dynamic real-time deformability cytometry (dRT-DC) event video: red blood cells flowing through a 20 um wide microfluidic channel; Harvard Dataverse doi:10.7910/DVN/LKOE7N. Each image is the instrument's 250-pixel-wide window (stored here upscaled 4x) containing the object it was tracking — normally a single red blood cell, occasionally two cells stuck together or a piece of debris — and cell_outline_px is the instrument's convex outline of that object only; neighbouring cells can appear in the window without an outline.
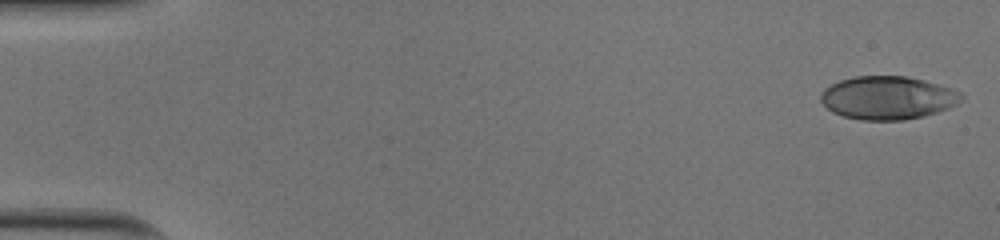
{"species": "human", "species_latin": "Homo sapiens", "temperature_condition": "cold", "stored_images_in_passage": 51, "camera_frame_rate_fps": 3000, "um_per_image_px": 0.085, "donor": {"sex": "male"}, "frame": {"image": 1, "passage_image": 1, "time_ms": 0.0, "image_size_px": [1000, 240], "cell_outline_px": [[964, 100], [948, 108], [924, 116], [904, 120], [860, 120], [844, 116], [832, 112], [820, 100], [820, 96], [824, 88], [840, 80], [856, 76], [908, 76], [924, 80], [960, 92], [964, 96]], "centroid_in_image_um": [75.45, 8.31], "position_along_channel_um": 9.5, "area_um2": 35.32}}
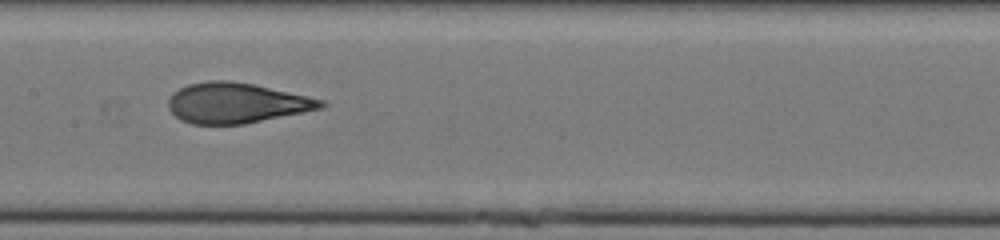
{"frame": {"image": 2, "passage_image": 26, "time_ms": 8.333, "image_size_px": [1000, 240], "cell_outline_px": [[328, 104], [324, 108], [244, 124], [192, 124], [180, 120], [168, 108], [168, 100], [172, 92], [188, 84], [208, 80], [228, 80], [252, 84], [308, 96], [324, 100]], "centroid_in_image_um": [20.09, 8.75], "position_along_channel_um": 187.3, "area_um2": 35.89}}
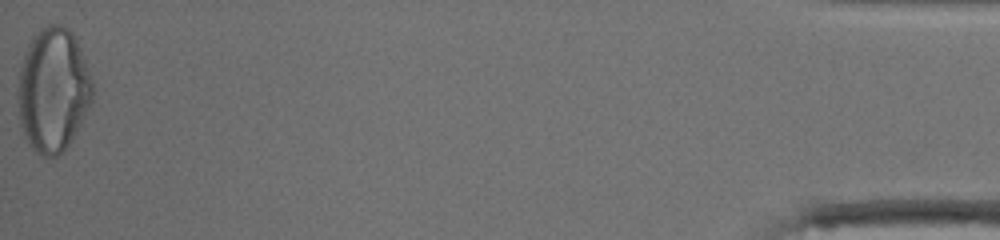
{"frame": {"image": 3, "passage_image": 51, "time_ms": 16.667, "image_size_px": [1000, 240], "cell_outline_px": [[92, 100], [80, 124], [68, 144], [56, 156], [44, 156], [36, 152], [28, 144], [20, 124], [20, 68], [28, 44], [40, 28], [48, 24], [60, 24], [68, 28], [76, 36], [84, 56], [92, 84]], "centroid_in_image_um": [4.53, 7.6], "position_along_channel_um": 430.7, "area_um2": 53.06}, "authors_computed_cell_mechanics": {"area_um2": 35.7782, "velocity_mm_per_s": 4.0235, "shape_relaxation_time_tau1_ms": 7.3426, "shape_relaxation_time_tau2_ms": 0.8699, "deformation_change_tau1": 0.2665, "deformation_change_tau2": 0.0831}}